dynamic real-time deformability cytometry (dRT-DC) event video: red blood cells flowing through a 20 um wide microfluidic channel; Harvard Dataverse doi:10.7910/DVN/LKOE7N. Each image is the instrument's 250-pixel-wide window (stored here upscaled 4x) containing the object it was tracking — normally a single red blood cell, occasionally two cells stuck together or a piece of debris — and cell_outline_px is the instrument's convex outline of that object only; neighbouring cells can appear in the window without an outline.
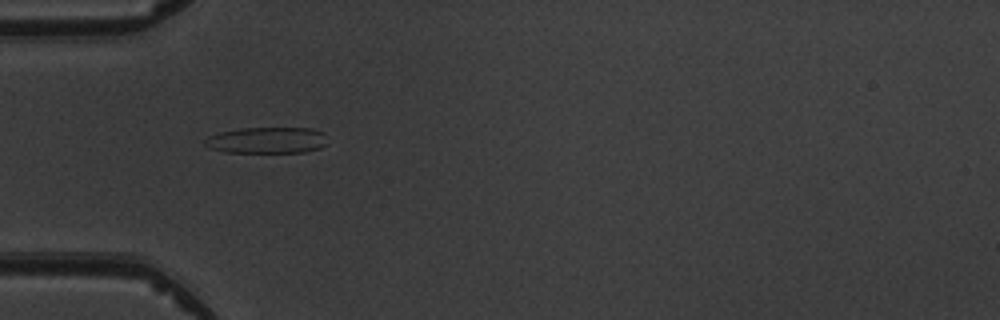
{"species": "common noctule bat (a hibernating species)", "species_latin": "Nyctalus noctula", "temperature_condition": "warm", "stored_images_in_passage": 2, "camera_frame_rate_fps": 3000, "um_per_image_px": 0.085, "animal": {"sex": "male", "body_mass_g": 19.5, "forearm_length_mm": 54.6}, "frame": {"image": 1, "passage_image": 1, "time_ms": 0.0, "image_size_px": [1000, 320], "cell_outline_px": [[328, 144], [320, 148], [304, 152], [224, 152], [212, 148], [204, 144], [204, 140], [208, 136], [220, 132], [240, 128], [312, 128], [324, 132]], "centroid_in_image_um": [22.73, 11.91], "position_along_channel_um": 62.3, "area_um2": 18.84}}
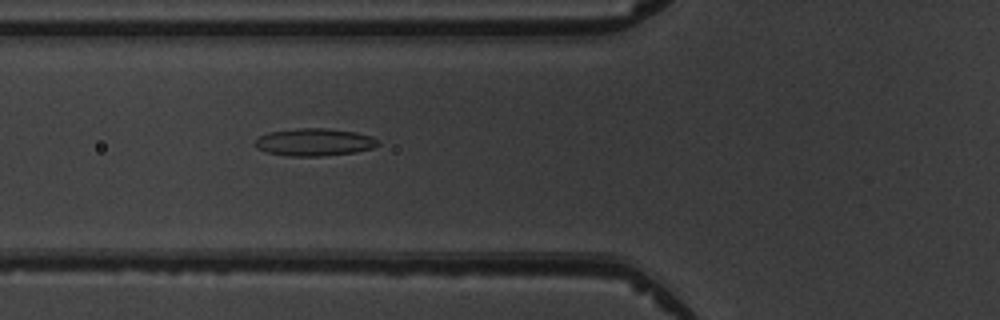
{"frame": {"image": 2, "passage_image": 2, "time_ms": 1.0, "image_size_px": [1000, 320], "cell_outline_px": [[380, 144], [372, 148], [356, 152], [320, 156], [288, 156], [268, 152], [256, 148], [256, 140], [260, 136], [268, 132], [300, 128], [324, 128], [356, 132], [372, 136]], "centroid_in_image_um": [26.73, 12.08], "position_along_channel_um": 99.1, "area_um2": 19.54}}